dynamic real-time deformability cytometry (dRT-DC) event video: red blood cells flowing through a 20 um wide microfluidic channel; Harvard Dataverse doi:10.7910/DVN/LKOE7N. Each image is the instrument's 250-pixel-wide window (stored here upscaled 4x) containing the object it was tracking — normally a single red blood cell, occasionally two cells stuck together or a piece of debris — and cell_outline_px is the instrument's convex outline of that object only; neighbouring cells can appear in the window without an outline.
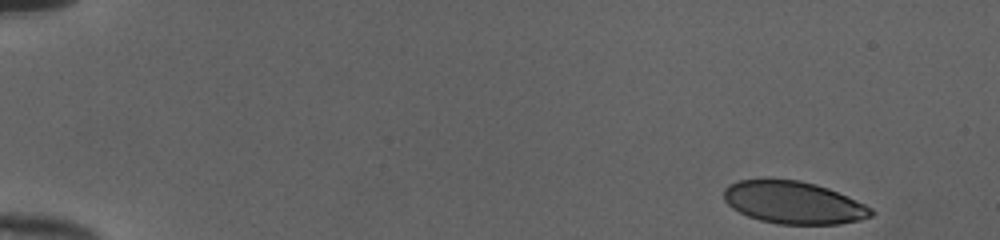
{"species": "human", "species_latin": "Homo sapiens", "temperature_condition": "cold", "stored_images_in_passage": 48, "camera_frame_rate_fps": 3000, "um_per_image_px": 0.085, "donor": {"sex": "female"}, "frame": {"image": 1, "passage_image": 1, "time_ms": 0.0, "image_size_px": [1000, 240], "cell_outline_px": [[876, 212], [872, 216], [860, 220], [840, 224], [780, 224], [760, 220], [748, 216], [732, 208], [724, 200], [724, 188], [728, 184], [740, 180], [800, 180], [816, 184], [828, 188], [848, 196], [872, 208]], "centroid_in_image_um": [67.48, 17.23], "position_along_channel_um": 17.5, "area_um2": 36.36}}
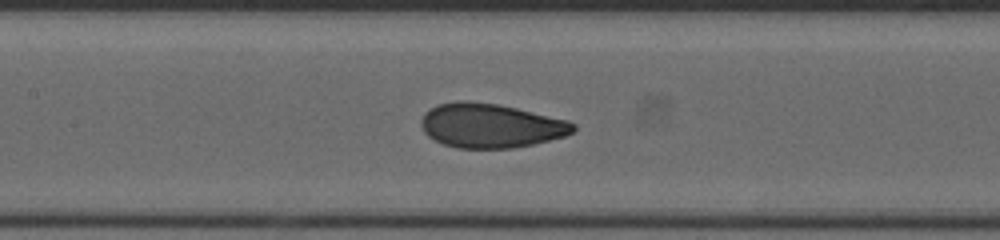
{"frame": {"image": 2, "passage_image": 23, "time_ms": 7.333, "image_size_px": [1000, 240], "cell_outline_px": [[576, 128], [572, 132], [564, 136], [532, 144], [512, 148], [456, 148], [444, 144], [428, 136], [424, 132], [420, 124], [420, 120], [424, 112], [436, 104], [460, 100], [468, 100], [496, 104], [516, 108], [568, 120], [576, 124]], "centroid_in_image_um": [41.66, 10.67], "position_along_channel_um": 165.7, "area_um2": 39.25}}
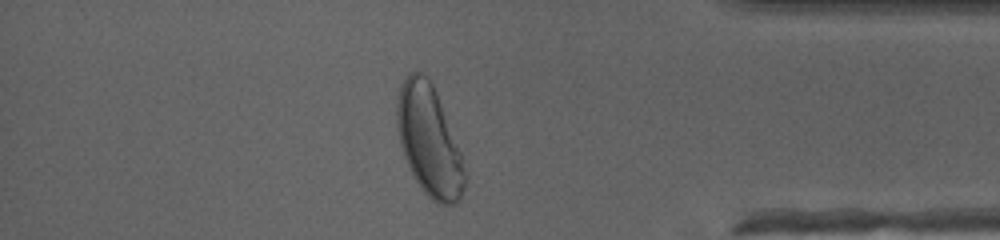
{"frame": {"image": 3, "passage_image": 42, "time_ms": 13.667, "image_size_px": [1000, 240], "cell_outline_px": [[468, 180], [460, 200], [456, 204], [436, 204], [420, 188], [404, 156], [400, 144], [396, 128], [396, 104], [400, 84], [408, 72], [416, 68], [428, 76], [436, 92], [460, 152], [468, 176]], "centroid_in_image_um": [36.47, 11.95], "position_along_channel_um": 398.7, "area_um2": 44.1}, "authors_computed_cell_mechanics": {"area_um2": 38.7838, "velocity_mm_per_s": 4.007, "shape_relaxation_time_tau1_ms": 3.9412, "shape_relaxation_time_tau2_ms": null, "deformation_change_tau1": 0.1689, "deformation_change_tau2": null}}